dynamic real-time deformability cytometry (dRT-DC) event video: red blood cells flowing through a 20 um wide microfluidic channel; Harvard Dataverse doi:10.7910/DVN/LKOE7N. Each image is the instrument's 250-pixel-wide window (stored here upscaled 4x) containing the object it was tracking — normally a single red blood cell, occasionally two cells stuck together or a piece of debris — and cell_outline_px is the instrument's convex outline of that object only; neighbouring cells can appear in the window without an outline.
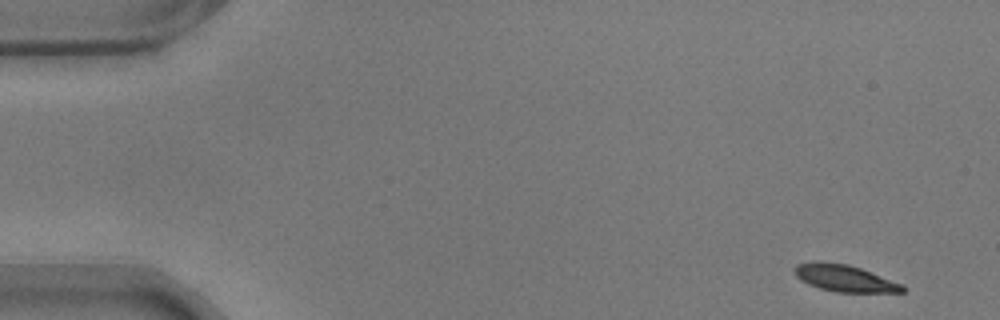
{"species": "common noctule bat (a hibernating species)", "species_latin": "Nyctalus noctula", "temperature_condition": "warm", "stored_images_in_passage": 55, "camera_frame_rate_fps": 3000, "um_per_image_px": 0.085, "animal": {"sex": "male", "body_mass_g": 17.9}, "frame": {"image": 1, "passage_image": 1, "time_ms": 0.0, "image_size_px": [1000, 320], "cell_outline_px": [[904, 292], [836, 292], [820, 288], [808, 284], [796, 276], [792, 268], [796, 264], [812, 260], [820, 260], [848, 264], [860, 268], [904, 284]], "centroid_in_image_um": [71.74, 23.62], "position_along_channel_um": 13.3, "area_um2": 17.11}}
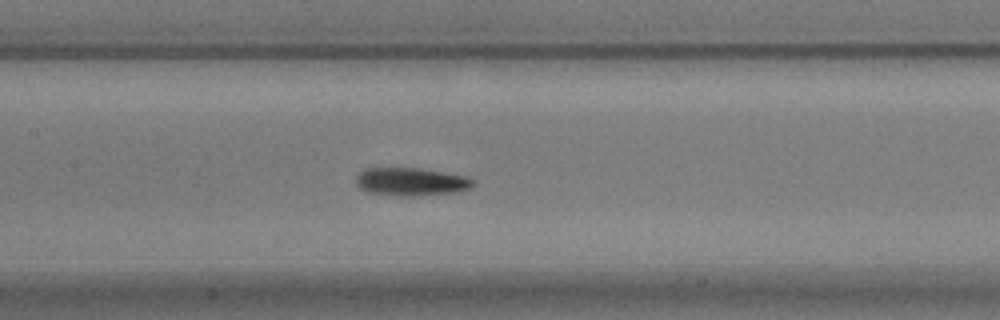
{"frame": {"image": 2, "passage_image": 25, "time_ms": 8.0, "image_size_px": [1000, 320], "cell_outline_px": [[476, 180], [472, 188], [460, 192], [420, 196], [396, 196], [368, 192], [360, 188], [356, 184], [356, 176], [364, 168], [416, 168], [468, 176]], "centroid_in_image_um": [34.99, 15.46], "position_along_channel_um": 172.4, "area_um2": 19.48}}
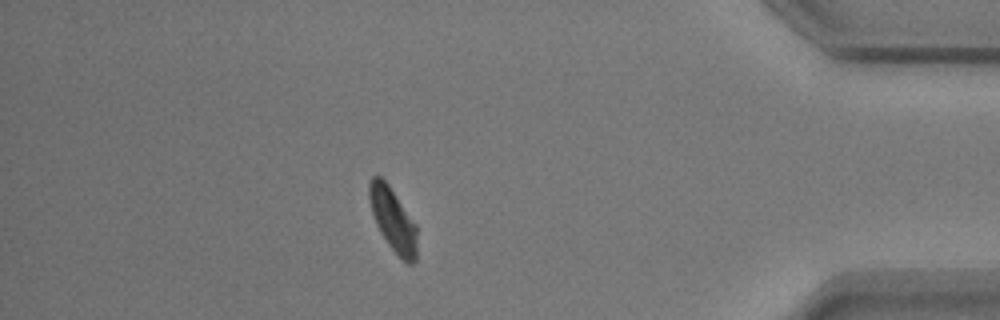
{"frame": {"image": 3, "passage_image": 48, "time_ms": 15.667, "image_size_px": [1000, 320], "cell_outline_px": [[416, 260], [412, 264], [408, 264], [388, 244], [380, 232], [376, 224], [372, 212], [368, 196], [368, 184], [372, 176], [380, 176], [388, 184], [416, 224]], "centroid_in_image_um": [33.38, 18.65], "position_along_channel_um": 401.8, "area_um2": 17.4}, "authors_computed_cell_mechanics": {"area_um2": 18.2648, "velocity_mm_per_s": 3.5162, "shape_relaxation_time_tau1_ms": 3.6402, "shape_relaxation_time_tau2_ms": 4.1194, "deformation_change_tau1": 0.1211, "deformation_change_tau2": 0.0854}}